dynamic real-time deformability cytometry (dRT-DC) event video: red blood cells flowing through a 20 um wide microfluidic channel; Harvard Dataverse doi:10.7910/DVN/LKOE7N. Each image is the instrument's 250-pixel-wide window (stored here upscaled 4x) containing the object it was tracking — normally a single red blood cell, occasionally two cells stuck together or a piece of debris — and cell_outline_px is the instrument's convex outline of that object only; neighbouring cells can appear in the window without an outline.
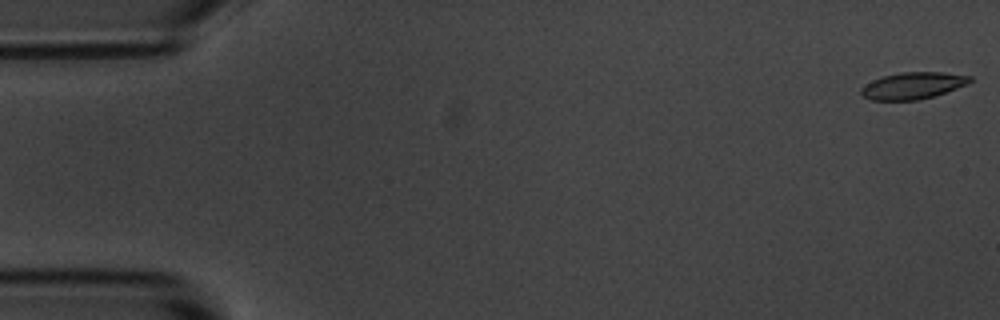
{"species": "common noctule bat (a hibernating species)", "species_latin": "Nyctalus noctula", "temperature_condition": "room temperature", "stored_images_in_passage": 56, "camera_frame_rate_fps": 3000, "um_per_image_px": 0.085, "animal": {"sex": "male", "body_mass_g": 20.1, "forearm_length_mm": 53.5}, "frame": {"image": 1, "passage_image": 1, "time_ms": 0.0, "image_size_px": [1000, 320], "cell_outline_px": [[972, 80], [968, 84], [920, 100], [872, 100], [864, 96], [860, 92], [860, 88], [872, 80], [880, 76], [900, 72], [944, 72], [972, 76]], "centroid_in_image_um": [77.58, 7.26], "position_along_channel_um": 7.4, "area_um2": 16.99}}
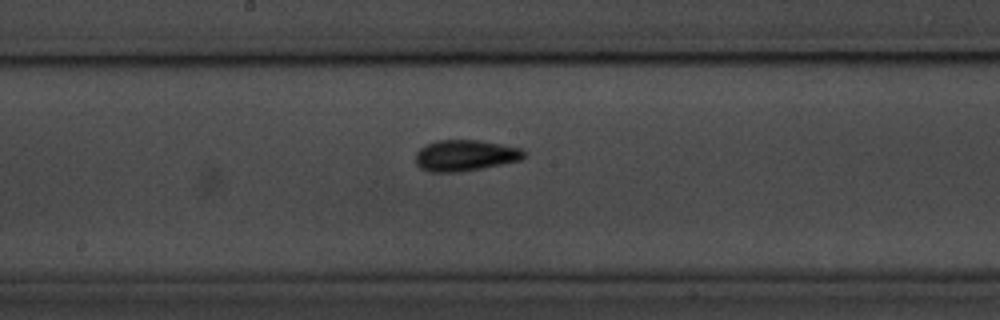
{"frame": {"image": 2, "passage_image": 29, "time_ms": 9.333, "image_size_px": [1000, 320], "cell_outline_px": [[524, 156], [520, 160], [460, 172], [432, 172], [420, 168], [416, 164], [416, 152], [424, 144], [436, 140], [480, 140], [520, 148], [524, 152]], "centroid_in_image_um": [39.48, 13.2], "position_along_channel_um": 208.7, "area_um2": 19.54}}
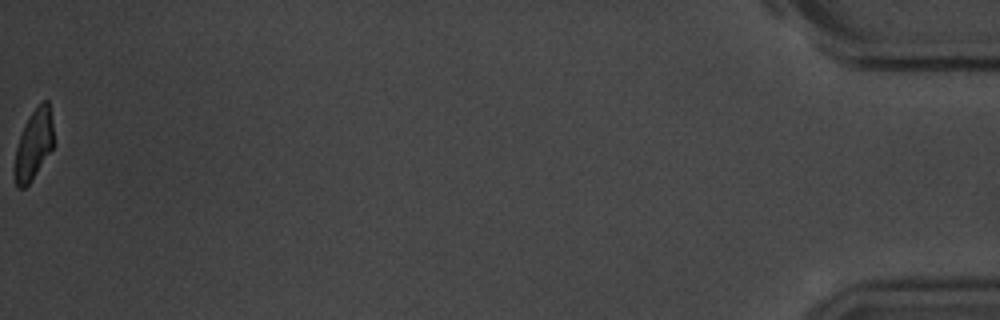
{"frame": {"image": 3, "passage_image": 56, "time_ms": 18.333, "image_size_px": [1000, 320], "cell_outline_px": [[52, 148], [32, 180], [24, 188], [16, 188], [12, 172], [16, 148], [20, 136], [32, 112], [44, 100], [48, 100], [52, 124]], "centroid_in_image_um": [2.81, 12.38], "position_along_channel_um": 432.4, "area_um2": 15.61}, "authors_computed_cell_mechanics": {"area_um2": 17.7735, "velocity_mm_per_s": 3.6071, "shape_relaxation_time_tau1_ms": 3.0249, "shape_relaxation_time_tau2_ms": 0.7937, "deformation_change_tau1": 0.1348, "deformation_change_tau2": 0.0585}}